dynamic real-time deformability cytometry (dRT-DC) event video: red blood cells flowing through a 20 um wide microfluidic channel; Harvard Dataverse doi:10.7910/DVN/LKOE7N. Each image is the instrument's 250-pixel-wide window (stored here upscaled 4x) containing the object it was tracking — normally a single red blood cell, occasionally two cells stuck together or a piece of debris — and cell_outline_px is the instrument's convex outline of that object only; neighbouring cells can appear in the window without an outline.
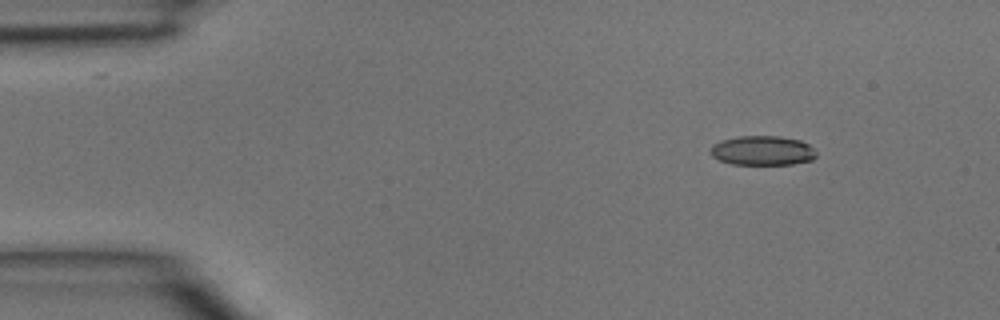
{"species": "common noctule bat (a hibernating species)", "species_latin": "Nyctalus noctula", "temperature_condition": "room temperature", "stored_images_in_passage": 4, "camera_frame_rate_fps": 3000, "um_per_image_px": 0.085, "animal": {"sex": "male", "body_mass_g": 15.6}, "frame": {"image": 1, "passage_image": 2, "time_ms": 0.333, "image_size_px": [1000, 320], "cell_outline_px": [[816, 156], [812, 160], [792, 164], [732, 164], [720, 160], [712, 156], [712, 144], [720, 140], [736, 136], [780, 136], [800, 140], [808, 144], [816, 152]], "centroid_in_image_um": [64.81, 12.79], "position_along_channel_um": 20.2, "area_um2": 18.15}}
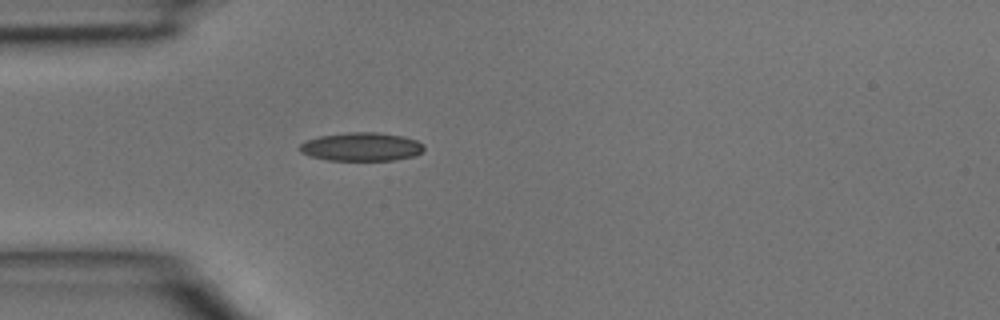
{"frame": {"image": 2, "passage_image": 4, "time_ms": 1.0, "image_size_px": [1000, 320], "cell_outline_px": [[424, 148], [416, 156], [396, 160], [328, 160], [308, 156], [300, 152], [300, 144], [308, 140], [320, 136], [348, 132], [380, 132], [404, 136], [416, 140], [424, 144]], "centroid_in_image_um": [30.75, 12.47], "position_along_channel_um": 54.3, "area_um2": 20.75}}